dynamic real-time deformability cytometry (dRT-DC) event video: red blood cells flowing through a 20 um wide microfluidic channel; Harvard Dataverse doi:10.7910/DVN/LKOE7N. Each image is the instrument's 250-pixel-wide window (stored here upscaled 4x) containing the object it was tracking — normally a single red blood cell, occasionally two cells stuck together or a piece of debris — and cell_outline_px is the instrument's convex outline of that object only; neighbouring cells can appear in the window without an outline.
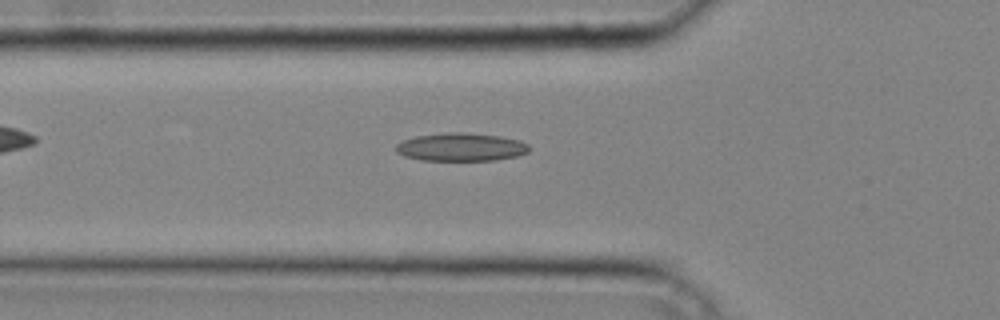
{"species": "common noctule bat (a hibernating species)", "species_latin": "Nyctalus noctula", "temperature_condition": "cold", "stored_images_in_passage": 36, "camera_frame_rate_fps": 3000, "um_per_image_px": 0.085, "animal": {"sex": "male", "body_mass_g": 20.4}, "frame": {"image": 1, "passage_image": 12, "time_ms": 3.667, "image_size_px": [1000, 320], "cell_outline_px": [[528, 152], [516, 156], [496, 160], [420, 160], [404, 156], [396, 152], [396, 144], [404, 140], [416, 136], [452, 132], [460, 132], [500, 136], [520, 140], [528, 144]], "centroid_in_image_um": [39.18, 12.5], "position_along_channel_um": 86.6, "area_um2": 21.68}}
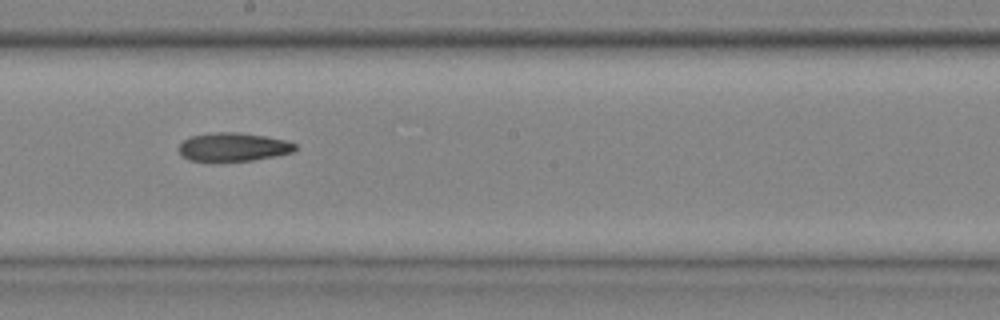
{"frame": {"image": 2, "passage_image": 21, "time_ms": 6.667, "image_size_px": [1000, 320], "cell_outline_px": [[296, 148], [292, 152], [276, 156], [252, 160], [216, 164], [212, 164], [188, 160], [180, 156], [180, 144], [184, 140], [192, 136], [216, 132], [240, 132], [288, 140], [296, 144]], "centroid_in_image_um": [19.79, 12.54], "position_along_channel_um": 228.4, "area_um2": 20.06}}
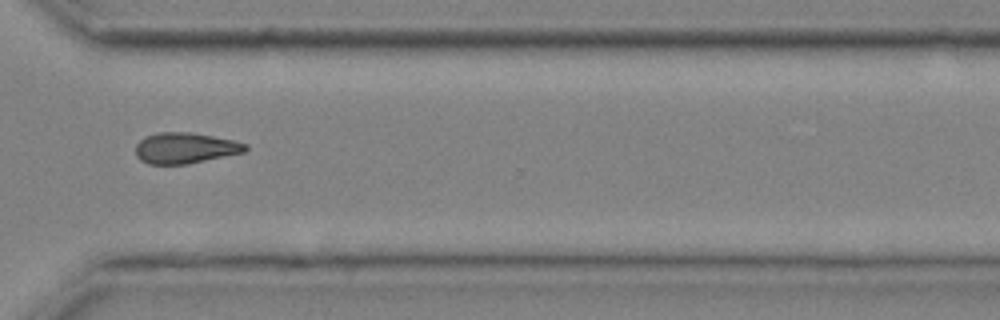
{"frame": {"image": 3, "passage_image": 29, "time_ms": 9.333, "image_size_px": [1000, 320], "cell_outline_px": [[248, 148], [244, 152], [188, 164], [148, 164], [140, 160], [136, 156], [136, 144], [140, 140], [156, 132], [188, 132], [212, 136], [232, 140], [248, 144]], "centroid_in_image_um": [15.72, 12.59], "position_along_channel_um": 354.9, "area_um2": 19.65}}